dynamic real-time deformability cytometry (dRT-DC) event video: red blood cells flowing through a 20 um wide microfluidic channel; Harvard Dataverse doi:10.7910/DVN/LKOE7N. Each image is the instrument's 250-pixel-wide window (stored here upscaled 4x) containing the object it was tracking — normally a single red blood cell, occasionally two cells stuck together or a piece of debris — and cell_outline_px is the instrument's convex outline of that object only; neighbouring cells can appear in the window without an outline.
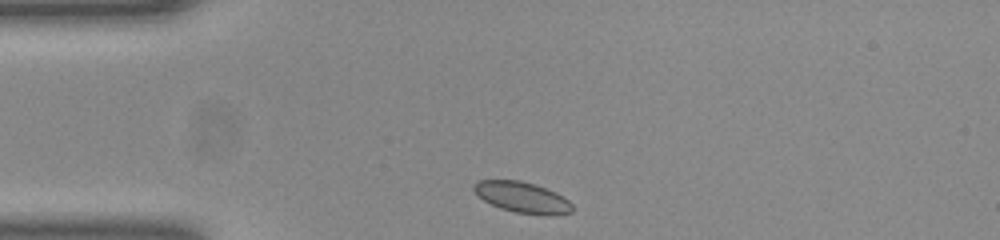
{"species": "common noctule bat (a hibernating species)", "species_latin": "Nyctalus noctula", "temperature_condition": "room temperature", "stored_images_in_passage": 31, "camera_frame_rate_fps": 3000, "um_per_image_px": 0.085, "animal": {"sex": "female", "body_mass_g": 23.0, "forearm_length_mm": 53.4}, "frame": {"image": 1, "passage_image": 1, "time_ms": 0.0, "image_size_px": [1000, 240], "cell_outline_px": [[572, 212], [552, 216], [544, 216], [516, 212], [500, 208], [484, 200], [472, 188], [472, 184], [480, 180], [520, 180], [536, 184], [556, 192], [564, 196], [572, 204]], "centroid_in_image_um": [44.44, 16.78], "position_along_channel_um": 40.6, "area_um2": 17.86}}
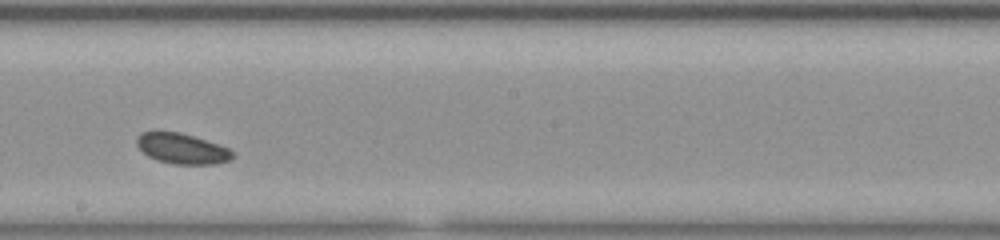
{"frame": {"image": 2, "passage_image": 18, "time_ms": 5.667, "image_size_px": [1000, 240], "cell_outline_px": [[236, 156], [232, 160], [216, 164], [172, 164], [156, 160], [148, 156], [136, 144], [136, 136], [140, 132], [180, 132], [228, 148], [236, 152]], "centroid_in_image_um": [15.5, 12.65], "position_along_channel_um": 232.7, "area_um2": 17.05}}
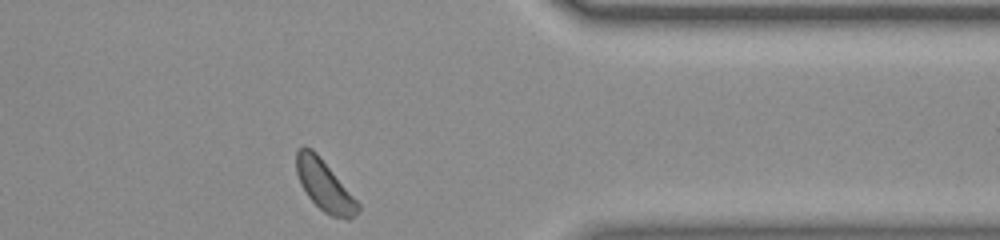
{"frame": {"image": 3, "passage_image": 31, "time_ms": 10.0, "image_size_px": [1000, 240], "cell_outline_px": [[360, 208], [348, 220], [332, 216], [324, 212], [308, 196], [300, 184], [296, 172], [296, 152], [304, 144], [312, 148], [320, 156], [360, 204]], "centroid_in_image_um": [27.55, 15.73], "position_along_channel_um": 383.9, "area_um2": 18.03}, "authors_computed_cell_mechanics": {"area_um2": 17.34, "velocity_mm_per_s": 3.8487, "shape_relaxation_time_tau1_ms": 3.2852, "shape_relaxation_time_tau2_ms": null, "deformation_change_tau1": 0.0488, "deformation_change_tau2": null}}